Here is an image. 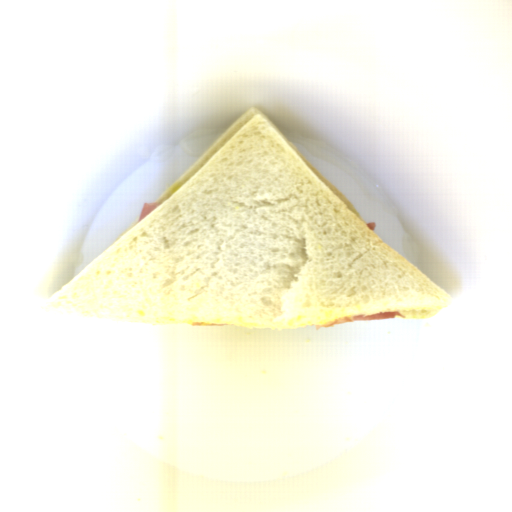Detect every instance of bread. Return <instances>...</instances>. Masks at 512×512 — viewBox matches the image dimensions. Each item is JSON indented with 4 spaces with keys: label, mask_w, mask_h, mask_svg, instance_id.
Instances as JSON below:
<instances>
[{
    "label": "bread",
    "mask_w": 512,
    "mask_h": 512,
    "mask_svg": "<svg viewBox=\"0 0 512 512\" xmlns=\"http://www.w3.org/2000/svg\"><path fill=\"white\" fill-rule=\"evenodd\" d=\"M153 203L47 304L253 329L431 317L451 301L255 107Z\"/></svg>",
    "instance_id": "1"
}]
</instances>
